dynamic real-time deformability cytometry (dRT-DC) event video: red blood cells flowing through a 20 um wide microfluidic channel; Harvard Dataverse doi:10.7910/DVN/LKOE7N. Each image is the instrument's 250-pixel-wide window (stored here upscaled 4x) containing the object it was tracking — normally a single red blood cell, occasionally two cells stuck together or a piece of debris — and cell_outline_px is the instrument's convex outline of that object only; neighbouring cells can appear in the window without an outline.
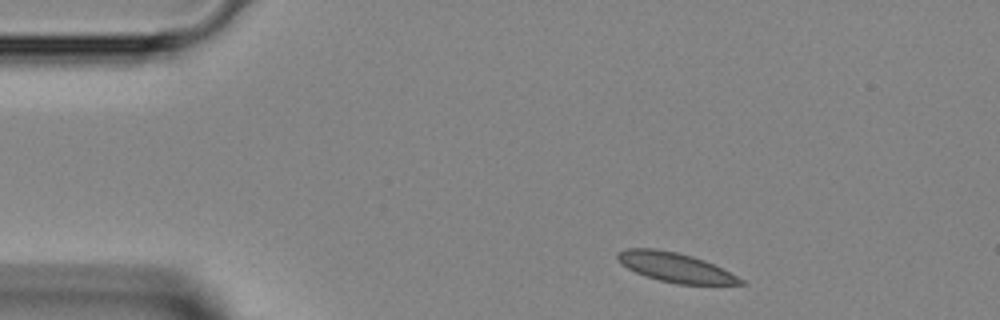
{"species": "Egyptian fruit bat (a non-hibernating species)", "species_latin": "Rousettus aegyptiacus", "temperature_condition": "room temperature", "stored_images_in_passage": 40, "camera_frame_rate_fps": 3000, "um_per_image_px": 0.085, "animal": {"sex": "female"}, "frame": {"image": 1, "passage_image": 1, "time_ms": 0.0, "image_size_px": [1000, 320], "cell_outline_px": [[748, 284], [676, 284], [660, 280], [636, 272], [620, 264], [616, 260], [616, 252], [628, 248], [656, 248], [676, 252], [692, 256], [704, 260], [744, 280]], "centroid_in_image_um": [57.34, 22.71], "position_along_channel_um": 27.7, "area_um2": 20.87}}
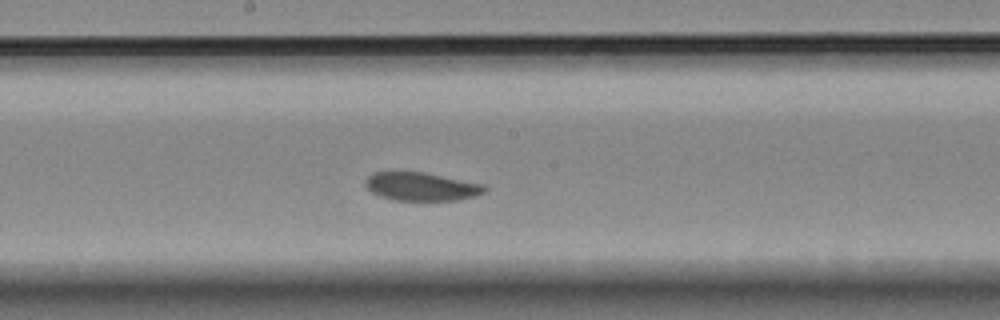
{"frame": {"image": 2, "passage_image": 18, "time_ms": 5.667, "image_size_px": [1000, 320], "cell_outline_px": [[488, 188], [484, 192], [476, 196], [460, 200], [392, 200], [380, 196], [372, 192], [364, 184], [364, 180], [372, 172], [392, 168], [396, 168], [424, 172], [484, 184]], "centroid_in_image_um": [35.74, 15.8], "position_along_channel_um": 212.5, "area_um2": 20.58}}
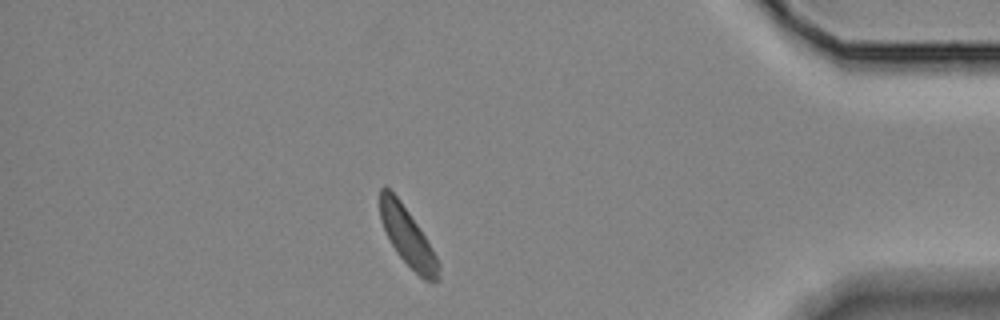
{"frame": {"image": 3, "passage_image": 34, "time_ms": 11.0, "image_size_px": [1000, 320], "cell_outline_px": [[440, 280], [432, 284], [424, 280], [396, 252], [380, 220], [380, 188], [384, 184], [400, 200], [424, 236], [436, 256], [440, 264]], "centroid_in_image_um": [34.66, 20.16], "position_along_channel_um": 400.5, "area_um2": 19.48}}